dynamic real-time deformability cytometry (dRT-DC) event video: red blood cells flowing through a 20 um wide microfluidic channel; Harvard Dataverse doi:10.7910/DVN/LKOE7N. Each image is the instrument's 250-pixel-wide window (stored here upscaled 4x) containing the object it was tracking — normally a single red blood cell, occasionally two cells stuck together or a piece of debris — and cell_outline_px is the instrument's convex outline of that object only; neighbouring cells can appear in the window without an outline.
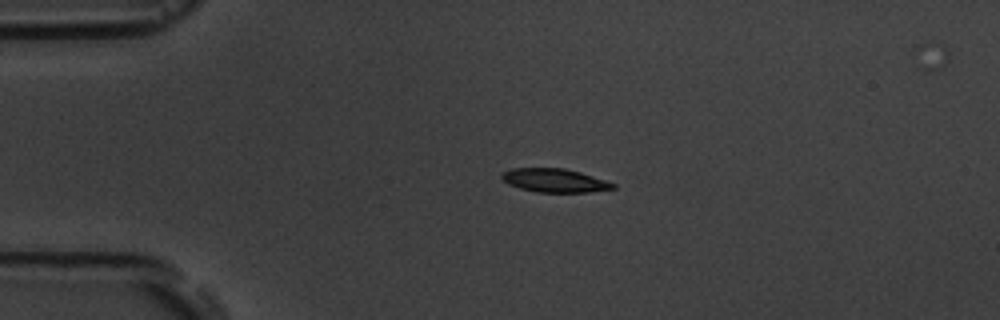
{"species": "common noctule bat (a hibernating species)", "species_latin": "Nyctalus noctula", "temperature_condition": "room temperature", "stored_images_in_passage": 4, "camera_frame_rate_fps": 3000, "um_per_image_px": 0.085, "animal": {"sex": "male", "body_mass_g": 19.5, "forearm_length_mm": 54.6}, "frame": {"image": 1, "passage_image": 3, "time_ms": 2.0, "image_size_px": [1000, 320], "cell_outline_px": [[616, 188], [588, 192], [536, 192], [520, 188], [508, 184], [500, 176], [500, 172], [512, 168], [564, 168], [580, 172], [616, 184]], "centroid_in_image_um": [47.1, 15.33], "position_along_channel_um": 37.9, "area_um2": 15.26}}